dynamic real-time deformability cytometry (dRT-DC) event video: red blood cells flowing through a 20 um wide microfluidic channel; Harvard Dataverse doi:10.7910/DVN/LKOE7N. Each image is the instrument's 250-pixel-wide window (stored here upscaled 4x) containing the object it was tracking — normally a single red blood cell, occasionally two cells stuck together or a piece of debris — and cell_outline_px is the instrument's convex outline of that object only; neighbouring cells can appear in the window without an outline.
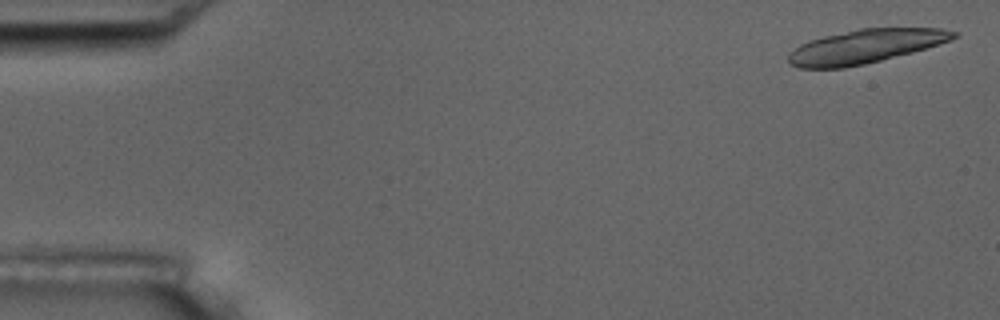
{"species": "common noctule bat (a hibernating species)", "species_latin": "Nyctalus noctula", "temperature_condition": "room temperature", "stored_images_in_passage": 5, "camera_frame_rate_fps": 3000, "um_per_image_px": 0.085, "animal": {"sex": "male", "body_mass_g": 17.5, "forearm_length_mm": 52.3}, "frame": {"image": 1, "passage_image": 1, "time_ms": 0.0, "image_size_px": [1000, 320], "cell_outline_px": [[960, 36], [952, 40], [912, 52], [864, 64], [844, 68], [800, 68], [792, 64], [788, 60], [788, 52], [800, 44], [824, 36], [860, 28], [940, 28], [960, 32]], "centroid_in_image_um": [73.58, 3.93], "position_along_channel_um": 11.4, "area_um2": 32.43}}